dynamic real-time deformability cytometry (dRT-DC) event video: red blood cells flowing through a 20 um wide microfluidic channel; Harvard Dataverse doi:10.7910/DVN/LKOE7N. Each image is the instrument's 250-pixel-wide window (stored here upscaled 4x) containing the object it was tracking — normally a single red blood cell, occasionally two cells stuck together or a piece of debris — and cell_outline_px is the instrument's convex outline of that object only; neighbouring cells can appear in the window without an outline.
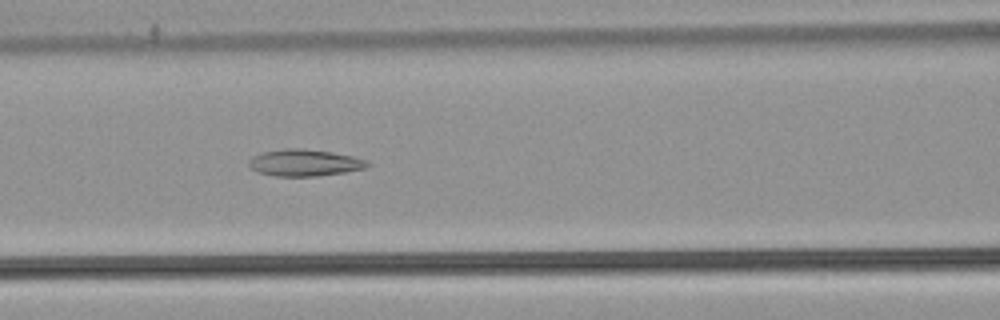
{"species": "common noctule bat (a hibernating species)", "species_latin": "Nyctalus noctula", "temperature_condition": "warm", "stored_images_in_passage": 51, "camera_frame_rate_fps": 3000, "um_per_image_px": 0.085, "animal": {"sex": "male", "body_mass_g": 21.5, "forearm_length_mm": 52.0}, "frame": {"image": 1, "passage_image": 23, "time_ms": 7.333, "image_size_px": [1000, 320], "cell_outline_px": [[372, 164], [368, 168], [344, 172], [316, 176], [276, 176], [256, 172], [248, 164], [252, 156], [264, 152], [284, 148], [300, 148], [332, 152], [352, 156], [368, 160]], "centroid_in_image_um": [25.92, 13.83], "position_along_channel_um": 140.7, "area_um2": 18.55}}
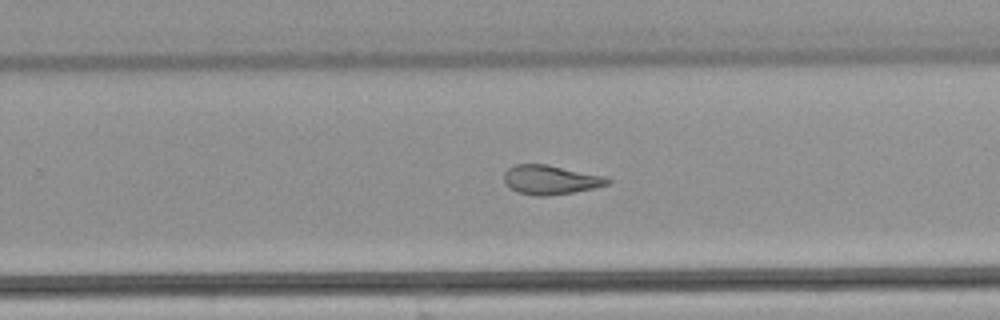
{"frame": {"image": 2, "passage_image": 34, "time_ms": 11.0, "image_size_px": [1000, 320], "cell_outline_px": [[612, 180], [608, 184], [592, 188], [572, 192], [548, 196], [536, 196], [516, 192], [504, 180], [504, 172], [508, 168], [516, 164], [544, 164], [604, 176]], "centroid_in_image_um": [46.77, 15.28], "position_along_channel_um": 283.0, "area_um2": 17.34}}
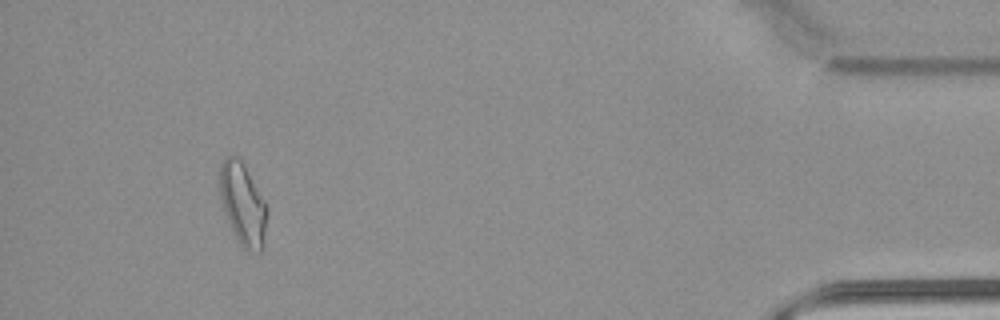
{"frame": {"image": 3, "passage_image": 49, "time_ms": 16.0, "image_size_px": [1000, 320], "cell_outline_px": [[268, 216], [260, 252], [248, 252], [240, 244], [232, 232], [224, 212], [220, 196], [220, 164], [224, 156], [236, 156], [240, 160], [264, 200], [268, 208]], "centroid_in_image_um": [20.62, 17.38], "position_along_channel_um": 414.6, "area_um2": 22.37}, "authors_computed_cell_mechanics": {"area_um2": 19.5942, "velocity_mm_per_s": 3.904, "shape_relaxation_time_tau1_ms": null, "shape_relaxation_time_tau2_ms": 3.5271, "deformation_change_tau1": null, "deformation_change_tau2": 0.1216}}